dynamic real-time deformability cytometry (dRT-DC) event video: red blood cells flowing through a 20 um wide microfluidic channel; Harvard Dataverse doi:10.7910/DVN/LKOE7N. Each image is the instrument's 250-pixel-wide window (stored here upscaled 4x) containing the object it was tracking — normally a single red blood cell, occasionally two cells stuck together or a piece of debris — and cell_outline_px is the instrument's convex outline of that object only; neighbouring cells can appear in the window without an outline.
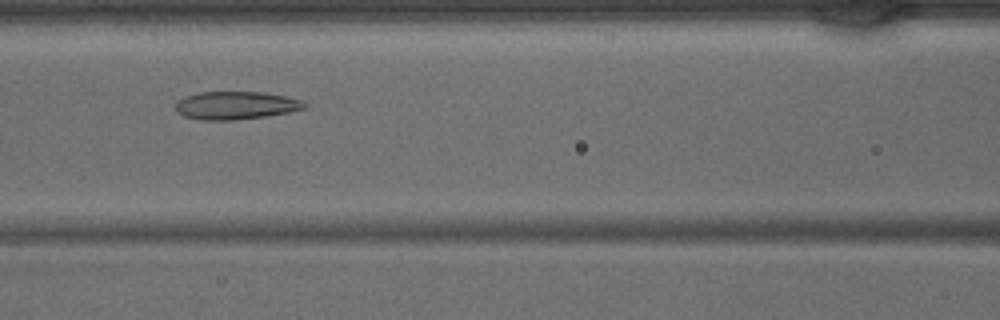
{"species": "common noctule bat (a hibernating species)", "species_latin": "Nyctalus noctula", "temperature_condition": "warm", "stored_images_in_passage": 38, "camera_frame_rate_fps": 3000, "um_per_image_px": 0.085, "animal": {"sex": "male", "body_mass_g": 15.6}, "frame": {"image": 1, "passage_image": 14, "time_ms": 4.333, "image_size_px": [1000, 320], "cell_outline_px": [[308, 104], [304, 108], [288, 112], [264, 116], [232, 120], [200, 120], [184, 116], [176, 112], [176, 104], [180, 100], [188, 96], [200, 92], [264, 92], [284, 96], [300, 100]], "centroid_in_image_um": [20.03, 8.96], "position_along_channel_um": 146.6, "area_um2": 20.69}}
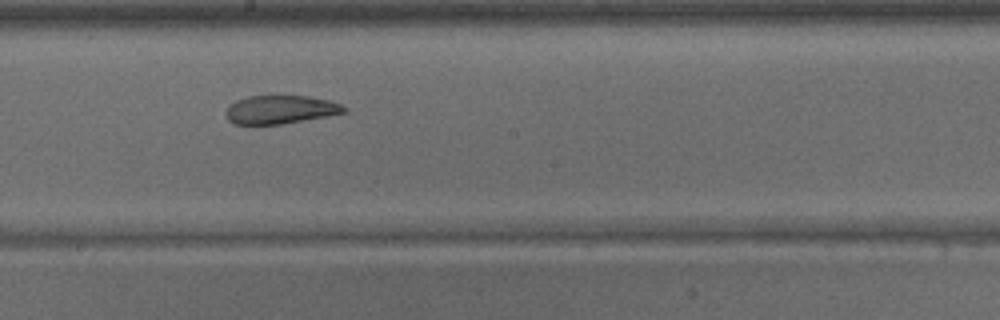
{"frame": {"image": 2, "passage_image": 19, "time_ms": 6.0, "image_size_px": [1000, 320], "cell_outline_px": [[348, 108], [344, 112], [328, 116], [280, 124], [236, 124], [228, 120], [224, 112], [228, 104], [236, 100], [248, 96], [308, 96], [328, 100], [340, 104]], "centroid_in_image_um": [23.79, 9.31], "position_along_channel_um": 224.4, "area_um2": 19.54}}
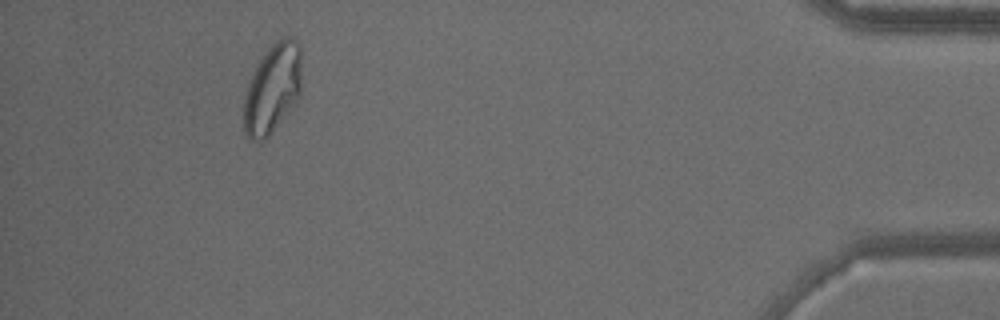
{"frame": {"image": 3, "passage_image": 35, "time_ms": 11.333, "image_size_px": [1000, 320], "cell_outline_px": [[300, 96], [268, 136], [264, 140], [252, 140], [244, 132], [244, 96], [248, 84], [260, 60], [268, 48], [276, 40], [284, 36], [288, 36], [296, 40], [300, 44]], "centroid_in_image_um": [23.16, 7.5], "position_along_channel_um": 412.0, "area_um2": 29.65}}